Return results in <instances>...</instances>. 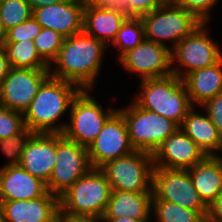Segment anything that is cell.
<instances>
[{
    "instance_id": "obj_1",
    "label": "cell",
    "mask_w": 222,
    "mask_h": 222,
    "mask_svg": "<svg viewBox=\"0 0 222 222\" xmlns=\"http://www.w3.org/2000/svg\"><path fill=\"white\" fill-rule=\"evenodd\" d=\"M107 45L86 34L84 31L64 38L62 47L53 63L57 68L51 76L69 81L82 90H91Z\"/></svg>"
},
{
    "instance_id": "obj_2",
    "label": "cell",
    "mask_w": 222,
    "mask_h": 222,
    "mask_svg": "<svg viewBox=\"0 0 222 222\" xmlns=\"http://www.w3.org/2000/svg\"><path fill=\"white\" fill-rule=\"evenodd\" d=\"M81 90L72 82L50 75L23 114L25 127L33 133L62 134L66 124L56 126L54 123L67 111Z\"/></svg>"
},
{
    "instance_id": "obj_3",
    "label": "cell",
    "mask_w": 222,
    "mask_h": 222,
    "mask_svg": "<svg viewBox=\"0 0 222 222\" xmlns=\"http://www.w3.org/2000/svg\"><path fill=\"white\" fill-rule=\"evenodd\" d=\"M141 82L142 90L135 102L180 127L184 117L194 107L184 80L172 74L163 78L143 79Z\"/></svg>"
},
{
    "instance_id": "obj_4",
    "label": "cell",
    "mask_w": 222,
    "mask_h": 222,
    "mask_svg": "<svg viewBox=\"0 0 222 222\" xmlns=\"http://www.w3.org/2000/svg\"><path fill=\"white\" fill-rule=\"evenodd\" d=\"M110 194L106 175L100 168H91L59 197L60 211L71 216L101 220Z\"/></svg>"
},
{
    "instance_id": "obj_5",
    "label": "cell",
    "mask_w": 222,
    "mask_h": 222,
    "mask_svg": "<svg viewBox=\"0 0 222 222\" xmlns=\"http://www.w3.org/2000/svg\"><path fill=\"white\" fill-rule=\"evenodd\" d=\"M125 120L131 145L135 150L153 154L179 126L158 113L141 108L134 100L127 109L118 110Z\"/></svg>"
},
{
    "instance_id": "obj_6",
    "label": "cell",
    "mask_w": 222,
    "mask_h": 222,
    "mask_svg": "<svg viewBox=\"0 0 222 222\" xmlns=\"http://www.w3.org/2000/svg\"><path fill=\"white\" fill-rule=\"evenodd\" d=\"M110 183L111 190L152 192L153 156L134 150L128 155L107 161L100 167Z\"/></svg>"
},
{
    "instance_id": "obj_7",
    "label": "cell",
    "mask_w": 222,
    "mask_h": 222,
    "mask_svg": "<svg viewBox=\"0 0 222 222\" xmlns=\"http://www.w3.org/2000/svg\"><path fill=\"white\" fill-rule=\"evenodd\" d=\"M140 18L144 25L146 40L161 45H165L163 40H172L173 48L201 24L192 13L171 2H164L156 10Z\"/></svg>"
},
{
    "instance_id": "obj_8",
    "label": "cell",
    "mask_w": 222,
    "mask_h": 222,
    "mask_svg": "<svg viewBox=\"0 0 222 222\" xmlns=\"http://www.w3.org/2000/svg\"><path fill=\"white\" fill-rule=\"evenodd\" d=\"M152 200H164L198 211L205 219L208 206L195 190L188 169L154 168Z\"/></svg>"
},
{
    "instance_id": "obj_9",
    "label": "cell",
    "mask_w": 222,
    "mask_h": 222,
    "mask_svg": "<svg viewBox=\"0 0 222 222\" xmlns=\"http://www.w3.org/2000/svg\"><path fill=\"white\" fill-rule=\"evenodd\" d=\"M91 168L87 148L57 133L56 163L47 190L60 197Z\"/></svg>"
},
{
    "instance_id": "obj_10",
    "label": "cell",
    "mask_w": 222,
    "mask_h": 222,
    "mask_svg": "<svg viewBox=\"0 0 222 222\" xmlns=\"http://www.w3.org/2000/svg\"><path fill=\"white\" fill-rule=\"evenodd\" d=\"M87 89L81 90L70 106V124L62 135L86 148L94 141L107 119L117 110L106 113Z\"/></svg>"
},
{
    "instance_id": "obj_11",
    "label": "cell",
    "mask_w": 222,
    "mask_h": 222,
    "mask_svg": "<svg viewBox=\"0 0 222 222\" xmlns=\"http://www.w3.org/2000/svg\"><path fill=\"white\" fill-rule=\"evenodd\" d=\"M206 23H201L189 36L183 38L171 50V64L175 60L186 70L182 74L179 68H171L172 74L184 78L190 72L210 67L222 59V53L210 39L204 29Z\"/></svg>"
},
{
    "instance_id": "obj_12",
    "label": "cell",
    "mask_w": 222,
    "mask_h": 222,
    "mask_svg": "<svg viewBox=\"0 0 222 222\" xmlns=\"http://www.w3.org/2000/svg\"><path fill=\"white\" fill-rule=\"evenodd\" d=\"M123 115L116 110L105 122L102 130L87 148L92 168H100L107 161L133 152Z\"/></svg>"
},
{
    "instance_id": "obj_13",
    "label": "cell",
    "mask_w": 222,
    "mask_h": 222,
    "mask_svg": "<svg viewBox=\"0 0 222 222\" xmlns=\"http://www.w3.org/2000/svg\"><path fill=\"white\" fill-rule=\"evenodd\" d=\"M50 71V69L12 68L0 85V104L24 114L42 83L50 76Z\"/></svg>"
},
{
    "instance_id": "obj_14",
    "label": "cell",
    "mask_w": 222,
    "mask_h": 222,
    "mask_svg": "<svg viewBox=\"0 0 222 222\" xmlns=\"http://www.w3.org/2000/svg\"><path fill=\"white\" fill-rule=\"evenodd\" d=\"M119 60L125 69L139 73L142 80L172 75L170 48L146 39L124 53Z\"/></svg>"
},
{
    "instance_id": "obj_15",
    "label": "cell",
    "mask_w": 222,
    "mask_h": 222,
    "mask_svg": "<svg viewBox=\"0 0 222 222\" xmlns=\"http://www.w3.org/2000/svg\"><path fill=\"white\" fill-rule=\"evenodd\" d=\"M152 156L154 168L167 169H188L206 157L180 127L162 142Z\"/></svg>"
},
{
    "instance_id": "obj_16",
    "label": "cell",
    "mask_w": 222,
    "mask_h": 222,
    "mask_svg": "<svg viewBox=\"0 0 222 222\" xmlns=\"http://www.w3.org/2000/svg\"><path fill=\"white\" fill-rule=\"evenodd\" d=\"M57 133H33L22 152L20 166L47 183L56 163Z\"/></svg>"
},
{
    "instance_id": "obj_17",
    "label": "cell",
    "mask_w": 222,
    "mask_h": 222,
    "mask_svg": "<svg viewBox=\"0 0 222 222\" xmlns=\"http://www.w3.org/2000/svg\"><path fill=\"white\" fill-rule=\"evenodd\" d=\"M84 5L71 0L33 10V17L42 28L59 32L64 38L83 31Z\"/></svg>"
},
{
    "instance_id": "obj_18",
    "label": "cell",
    "mask_w": 222,
    "mask_h": 222,
    "mask_svg": "<svg viewBox=\"0 0 222 222\" xmlns=\"http://www.w3.org/2000/svg\"><path fill=\"white\" fill-rule=\"evenodd\" d=\"M5 222H55L59 197L49 191L31 200L0 201Z\"/></svg>"
},
{
    "instance_id": "obj_19",
    "label": "cell",
    "mask_w": 222,
    "mask_h": 222,
    "mask_svg": "<svg viewBox=\"0 0 222 222\" xmlns=\"http://www.w3.org/2000/svg\"><path fill=\"white\" fill-rule=\"evenodd\" d=\"M47 192L46 183L20 165L0 169V201L37 199Z\"/></svg>"
},
{
    "instance_id": "obj_20",
    "label": "cell",
    "mask_w": 222,
    "mask_h": 222,
    "mask_svg": "<svg viewBox=\"0 0 222 222\" xmlns=\"http://www.w3.org/2000/svg\"><path fill=\"white\" fill-rule=\"evenodd\" d=\"M152 192H127L111 190L109 202L101 219H132L148 220L152 209Z\"/></svg>"
},
{
    "instance_id": "obj_21",
    "label": "cell",
    "mask_w": 222,
    "mask_h": 222,
    "mask_svg": "<svg viewBox=\"0 0 222 222\" xmlns=\"http://www.w3.org/2000/svg\"><path fill=\"white\" fill-rule=\"evenodd\" d=\"M128 16L119 8H97L85 5L83 10V31L102 41L110 44L115 40L121 24Z\"/></svg>"
},
{
    "instance_id": "obj_22",
    "label": "cell",
    "mask_w": 222,
    "mask_h": 222,
    "mask_svg": "<svg viewBox=\"0 0 222 222\" xmlns=\"http://www.w3.org/2000/svg\"><path fill=\"white\" fill-rule=\"evenodd\" d=\"M192 183L200 198L209 207L222 192V159L206 156L188 168Z\"/></svg>"
},
{
    "instance_id": "obj_23",
    "label": "cell",
    "mask_w": 222,
    "mask_h": 222,
    "mask_svg": "<svg viewBox=\"0 0 222 222\" xmlns=\"http://www.w3.org/2000/svg\"><path fill=\"white\" fill-rule=\"evenodd\" d=\"M183 80L191 103L204 104L222 92V59L210 67L190 72Z\"/></svg>"
},
{
    "instance_id": "obj_24",
    "label": "cell",
    "mask_w": 222,
    "mask_h": 222,
    "mask_svg": "<svg viewBox=\"0 0 222 222\" xmlns=\"http://www.w3.org/2000/svg\"><path fill=\"white\" fill-rule=\"evenodd\" d=\"M180 129L188 135L206 156H217L215 150L222 149V136L210 117L196 113L193 108L184 117Z\"/></svg>"
},
{
    "instance_id": "obj_25",
    "label": "cell",
    "mask_w": 222,
    "mask_h": 222,
    "mask_svg": "<svg viewBox=\"0 0 222 222\" xmlns=\"http://www.w3.org/2000/svg\"><path fill=\"white\" fill-rule=\"evenodd\" d=\"M3 48L12 68L50 69L40 56L33 41L5 42Z\"/></svg>"
},
{
    "instance_id": "obj_26",
    "label": "cell",
    "mask_w": 222,
    "mask_h": 222,
    "mask_svg": "<svg viewBox=\"0 0 222 222\" xmlns=\"http://www.w3.org/2000/svg\"><path fill=\"white\" fill-rule=\"evenodd\" d=\"M153 211L159 222H206L195 210L164 200H152Z\"/></svg>"
},
{
    "instance_id": "obj_27",
    "label": "cell",
    "mask_w": 222,
    "mask_h": 222,
    "mask_svg": "<svg viewBox=\"0 0 222 222\" xmlns=\"http://www.w3.org/2000/svg\"><path fill=\"white\" fill-rule=\"evenodd\" d=\"M145 39L144 25L140 17H127L121 24L112 45L120 50L119 58L128 50L137 47Z\"/></svg>"
},
{
    "instance_id": "obj_28",
    "label": "cell",
    "mask_w": 222,
    "mask_h": 222,
    "mask_svg": "<svg viewBox=\"0 0 222 222\" xmlns=\"http://www.w3.org/2000/svg\"><path fill=\"white\" fill-rule=\"evenodd\" d=\"M33 10L27 0H2L0 2V20L6 31L29 20Z\"/></svg>"
},
{
    "instance_id": "obj_29",
    "label": "cell",
    "mask_w": 222,
    "mask_h": 222,
    "mask_svg": "<svg viewBox=\"0 0 222 222\" xmlns=\"http://www.w3.org/2000/svg\"><path fill=\"white\" fill-rule=\"evenodd\" d=\"M64 37L52 29L42 28L34 44L40 56L49 64L57 57ZM51 61V62H50Z\"/></svg>"
},
{
    "instance_id": "obj_30",
    "label": "cell",
    "mask_w": 222,
    "mask_h": 222,
    "mask_svg": "<svg viewBox=\"0 0 222 222\" xmlns=\"http://www.w3.org/2000/svg\"><path fill=\"white\" fill-rule=\"evenodd\" d=\"M33 132L25 127L20 133L13 137L0 140V149L11 160L4 167L18 166L21 162L22 152Z\"/></svg>"
},
{
    "instance_id": "obj_31",
    "label": "cell",
    "mask_w": 222,
    "mask_h": 222,
    "mask_svg": "<svg viewBox=\"0 0 222 222\" xmlns=\"http://www.w3.org/2000/svg\"><path fill=\"white\" fill-rule=\"evenodd\" d=\"M25 128L23 113L0 104V140L13 137Z\"/></svg>"
},
{
    "instance_id": "obj_32",
    "label": "cell",
    "mask_w": 222,
    "mask_h": 222,
    "mask_svg": "<svg viewBox=\"0 0 222 222\" xmlns=\"http://www.w3.org/2000/svg\"><path fill=\"white\" fill-rule=\"evenodd\" d=\"M42 27L32 16L29 20L10 28L6 31L5 42L34 41L41 31Z\"/></svg>"
},
{
    "instance_id": "obj_33",
    "label": "cell",
    "mask_w": 222,
    "mask_h": 222,
    "mask_svg": "<svg viewBox=\"0 0 222 222\" xmlns=\"http://www.w3.org/2000/svg\"><path fill=\"white\" fill-rule=\"evenodd\" d=\"M218 0H171L173 5L182 7L192 13L201 23H207L210 9Z\"/></svg>"
},
{
    "instance_id": "obj_34",
    "label": "cell",
    "mask_w": 222,
    "mask_h": 222,
    "mask_svg": "<svg viewBox=\"0 0 222 222\" xmlns=\"http://www.w3.org/2000/svg\"><path fill=\"white\" fill-rule=\"evenodd\" d=\"M164 3L163 0H122V10L128 17H141Z\"/></svg>"
},
{
    "instance_id": "obj_35",
    "label": "cell",
    "mask_w": 222,
    "mask_h": 222,
    "mask_svg": "<svg viewBox=\"0 0 222 222\" xmlns=\"http://www.w3.org/2000/svg\"><path fill=\"white\" fill-rule=\"evenodd\" d=\"M202 105L205 107L207 115L222 136V92L214 98L207 100Z\"/></svg>"
},
{
    "instance_id": "obj_36",
    "label": "cell",
    "mask_w": 222,
    "mask_h": 222,
    "mask_svg": "<svg viewBox=\"0 0 222 222\" xmlns=\"http://www.w3.org/2000/svg\"><path fill=\"white\" fill-rule=\"evenodd\" d=\"M206 222H222V192L216 200L209 205Z\"/></svg>"
},
{
    "instance_id": "obj_37",
    "label": "cell",
    "mask_w": 222,
    "mask_h": 222,
    "mask_svg": "<svg viewBox=\"0 0 222 222\" xmlns=\"http://www.w3.org/2000/svg\"><path fill=\"white\" fill-rule=\"evenodd\" d=\"M100 222L101 220L92 217L71 216L59 210L55 222Z\"/></svg>"
},
{
    "instance_id": "obj_38",
    "label": "cell",
    "mask_w": 222,
    "mask_h": 222,
    "mask_svg": "<svg viewBox=\"0 0 222 222\" xmlns=\"http://www.w3.org/2000/svg\"><path fill=\"white\" fill-rule=\"evenodd\" d=\"M12 69L10 60L6 57L3 46H0V85L3 83L8 72Z\"/></svg>"
},
{
    "instance_id": "obj_39",
    "label": "cell",
    "mask_w": 222,
    "mask_h": 222,
    "mask_svg": "<svg viewBox=\"0 0 222 222\" xmlns=\"http://www.w3.org/2000/svg\"><path fill=\"white\" fill-rule=\"evenodd\" d=\"M88 5H91L97 8L122 9V0H91Z\"/></svg>"
},
{
    "instance_id": "obj_40",
    "label": "cell",
    "mask_w": 222,
    "mask_h": 222,
    "mask_svg": "<svg viewBox=\"0 0 222 222\" xmlns=\"http://www.w3.org/2000/svg\"><path fill=\"white\" fill-rule=\"evenodd\" d=\"M61 1H63V0H27V2L30 4L32 10H34L38 7L48 6V5L55 4V3H58Z\"/></svg>"
},
{
    "instance_id": "obj_41",
    "label": "cell",
    "mask_w": 222,
    "mask_h": 222,
    "mask_svg": "<svg viewBox=\"0 0 222 222\" xmlns=\"http://www.w3.org/2000/svg\"><path fill=\"white\" fill-rule=\"evenodd\" d=\"M102 222H149V220L132 219L131 217H120L117 219H101Z\"/></svg>"
},
{
    "instance_id": "obj_42",
    "label": "cell",
    "mask_w": 222,
    "mask_h": 222,
    "mask_svg": "<svg viewBox=\"0 0 222 222\" xmlns=\"http://www.w3.org/2000/svg\"><path fill=\"white\" fill-rule=\"evenodd\" d=\"M6 40V30L3 27L2 21L0 20V46H3Z\"/></svg>"
},
{
    "instance_id": "obj_43",
    "label": "cell",
    "mask_w": 222,
    "mask_h": 222,
    "mask_svg": "<svg viewBox=\"0 0 222 222\" xmlns=\"http://www.w3.org/2000/svg\"><path fill=\"white\" fill-rule=\"evenodd\" d=\"M71 1L78 2V3L83 4L85 6V5H88L91 0H71Z\"/></svg>"
},
{
    "instance_id": "obj_44",
    "label": "cell",
    "mask_w": 222,
    "mask_h": 222,
    "mask_svg": "<svg viewBox=\"0 0 222 222\" xmlns=\"http://www.w3.org/2000/svg\"><path fill=\"white\" fill-rule=\"evenodd\" d=\"M0 222H5L1 209H0Z\"/></svg>"
}]
</instances>
